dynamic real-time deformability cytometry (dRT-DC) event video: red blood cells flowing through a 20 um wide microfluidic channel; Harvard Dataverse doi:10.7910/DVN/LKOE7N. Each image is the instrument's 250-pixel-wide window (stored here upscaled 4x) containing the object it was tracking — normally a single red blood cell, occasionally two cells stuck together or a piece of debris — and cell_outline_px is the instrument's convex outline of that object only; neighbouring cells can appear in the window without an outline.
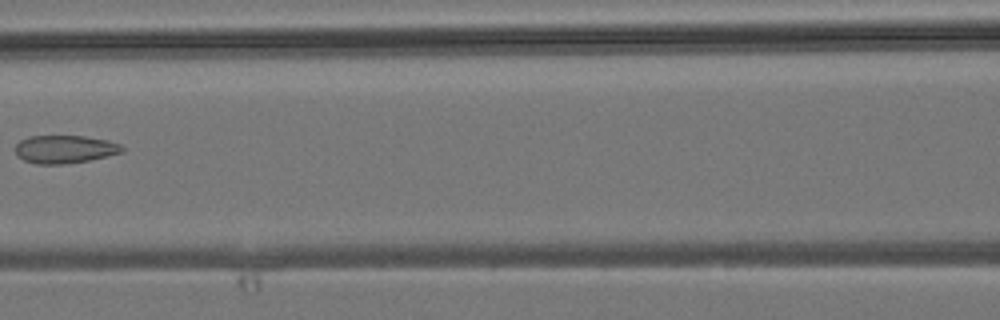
{"species": "common noctule bat (a hibernating species)", "species_latin": "Nyctalus noctula", "temperature_condition": "room temperature", "stored_images_in_passage": 6, "camera_frame_rate_fps": 3000, "um_per_image_px": 0.085, "animal": {"sex": "male", "body_mass_g": 19.2, "forearm_length_mm": 51.8}, "frame": {"image": 1, "passage_image": 6, "time_ms": 6.0, "image_size_px": [1000, 320], "cell_outline_px": [[124, 152], [88, 160], [64, 164], [36, 164], [24, 160], [16, 156], [16, 144], [20, 140], [28, 136], [84, 136], [108, 140], [120, 144], [124, 148]], "centroid_in_image_um": [5.49, 12.68], "position_along_channel_um": 161.1, "area_um2": 17.46}}